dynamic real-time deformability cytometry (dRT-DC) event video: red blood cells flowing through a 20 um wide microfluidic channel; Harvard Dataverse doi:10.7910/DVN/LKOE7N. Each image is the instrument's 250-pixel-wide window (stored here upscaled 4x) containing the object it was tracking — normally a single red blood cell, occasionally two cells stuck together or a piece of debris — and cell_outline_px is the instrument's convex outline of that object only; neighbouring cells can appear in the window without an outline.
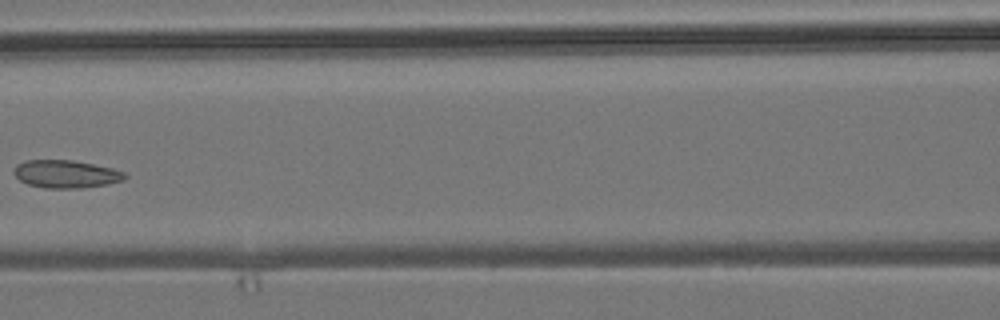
{"species": "common noctule bat (a hibernating species)", "species_latin": "Nyctalus noctula", "temperature_condition": "room temperature", "stored_images_in_passage": 7, "camera_frame_rate_fps": 3000, "um_per_image_px": 0.085, "animal": {"sex": "male", "body_mass_g": 19.2, "forearm_length_mm": 51.8}, "frame": {"image": 1, "passage_image": 6, "time_ms": 6.0, "image_size_px": [1000, 320], "cell_outline_px": [[128, 176], [124, 180], [108, 184], [80, 188], [44, 188], [28, 184], [20, 180], [16, 176], [16, 164], [24, 160], [72, 160], [112, 168], [124, 172]], "centroid_in_image_um": [5.63, 14.79], "position_along_channel_um": 161.0, "area_um2": 17.86}}
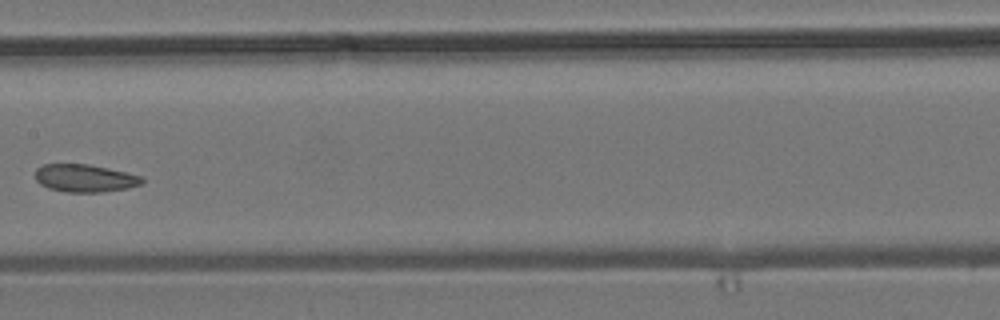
{"frame": {"image": 2, "passage_image": 7, "time_ms": 7.0, "image_size_px": [1000, 320], "cell_outline_px": [[144, 184], [128, 188], [100, 192], [68, 192], [48, 188], [40, 184], [36, 180], [36, 168], [44, 164], [88, 164], [108, 168], [140, 176], [144, 180]], "centroid_in_image_um": [7.21, 15.15], "position_along_channel_um": 200.2, "area_um2": 17.17}}